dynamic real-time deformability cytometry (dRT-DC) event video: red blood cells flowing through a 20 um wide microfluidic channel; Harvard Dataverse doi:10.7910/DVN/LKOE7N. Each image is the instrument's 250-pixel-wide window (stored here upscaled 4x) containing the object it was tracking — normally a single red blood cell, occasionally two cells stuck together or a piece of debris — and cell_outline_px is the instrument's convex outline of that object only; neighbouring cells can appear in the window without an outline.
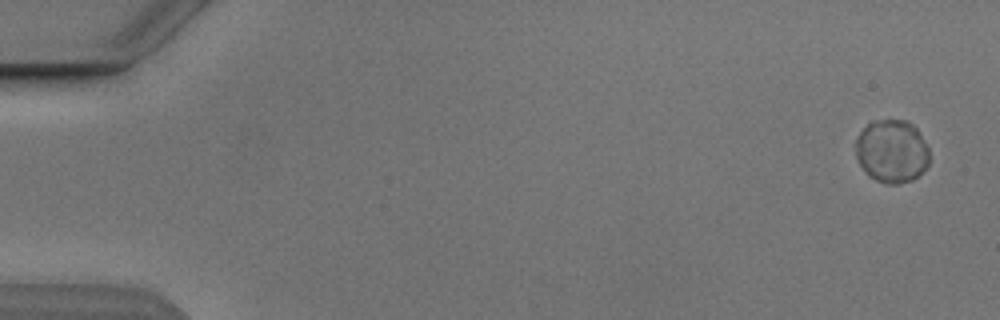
{"species": "Egyptian fruit bat (a non-hibernating species)", "species_latin": "Rousettus aegyptiacus", "temperature_condition": "cold", "stored_images_in_passage": 6, "segment_of_instrument_passage": [1, 2], "camera_frame_rate_fps": 3000, "um_per_image_px": 0.085, "animal": {"sex": "male"}, "frame": {"image": 1, "passage_image": 1, "time_ms": 0.0, "image_size_px": [1000, 320], "cell_outline_px": [[928, 164], [912, 180], [896, 184], [888, 184], [876, 180], [868, 176], [860, 164], [856, 156], [856, 140], [860, 132], [872, 120], [904, 120], [912, 124], [916, 128], [928, 148]], "centroid_in_image_um": [75.78, 12.85], "position_along_channel_um": 9.2, "area_um2": 26.82}}
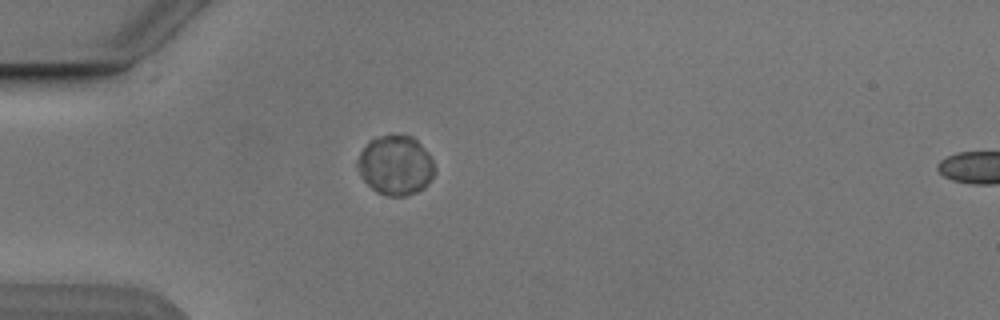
{"frame": {"image": 2, "passage_image": 5, "time_ms": 4.667, "image_size_px": [1000, 320], "cell_outline_px": [[436, 172], [428, 184], [424, 188], [416, 192], [404, 196], [388, 196], [376, 192], [364, 180], [356, 164], [356, 160], [360, 152], [368, 140], [380, 136], [412, 136], [428, 152], [432, 160]], "centroid_in_image_um": [33.62, 14.06], "position_along_channel_um": 51.4, "area_um2": 26.7}}